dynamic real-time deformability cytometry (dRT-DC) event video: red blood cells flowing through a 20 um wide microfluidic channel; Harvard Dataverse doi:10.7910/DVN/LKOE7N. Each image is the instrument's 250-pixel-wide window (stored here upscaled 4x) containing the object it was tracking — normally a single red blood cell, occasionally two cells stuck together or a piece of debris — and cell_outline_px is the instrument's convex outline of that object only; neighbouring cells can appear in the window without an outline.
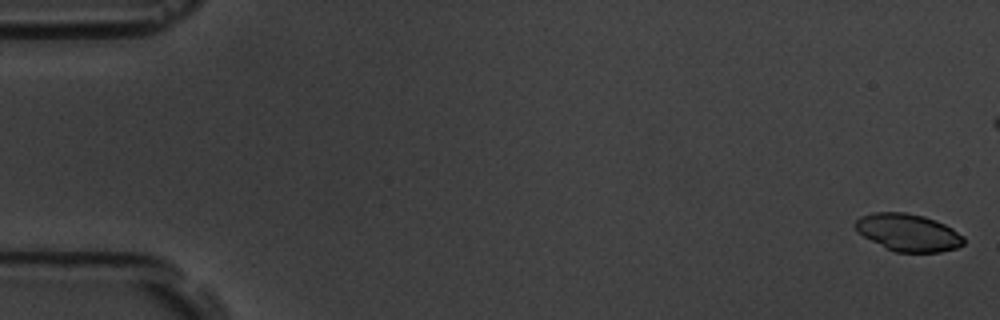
{"species": "common noctule bat (a hibernating species)", "species_latin": "Nyctalus noctula", "temperature_condition": "room temperature", "stored_images_in_passage": 10, "camera_frame_rate_fps": 3000, "um_per_image_px": 0.085, "animal": {"sex": "male", "body_mass_g": 19.5, "forearm_length_mm": 54.6}, "frame": {"image": 1, "passage_image": 1, "time_ms": 0.0, "image_size_px": [1000, 320], "cell_outline_px": [[964, 244], [956, 248], [940, 252], [896, 252], [856, 232], [852, 224], [860, 216], [872, 212], [904, 212], [924, 216], [936, 220], [952, 228], [964, 236]], "centroid_in_image_um": [77.18, 19.74], "position_along_channel_um": 7.8, "area_um2": 23.64}}